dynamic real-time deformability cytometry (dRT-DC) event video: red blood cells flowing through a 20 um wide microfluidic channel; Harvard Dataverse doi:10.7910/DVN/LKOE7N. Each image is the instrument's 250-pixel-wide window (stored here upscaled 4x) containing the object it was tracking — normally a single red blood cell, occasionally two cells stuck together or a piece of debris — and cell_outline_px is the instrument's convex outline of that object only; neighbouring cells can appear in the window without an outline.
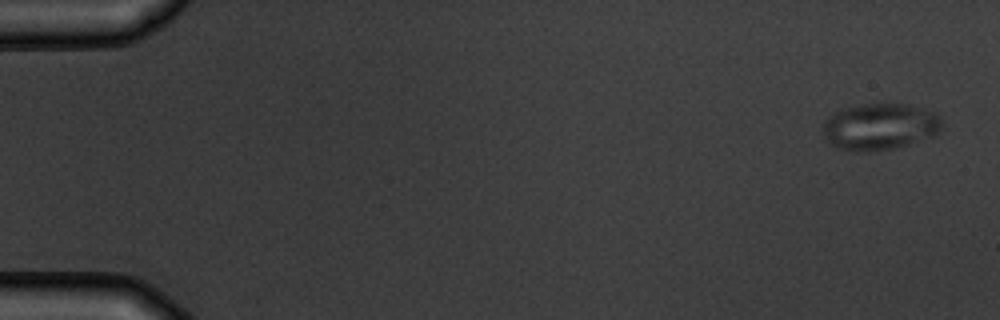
{"species": "common noctule bat (a hibernating species)", "species_latin": "Nyctalus noctula", "temperature_condition": "warm", "stored_images_in_passage": 6, "camera_frame_rate_fps": 3000, "um_per_image_px": 0.085, "animal": {"sex": "male", "body_mass_g": 19.5, "forearm_length_mm": 54.6}, "frame": {"image": 1, "passage_image": 1, "time_ms": 0.0, "image_size_px": [1000, 320], "cell_outline_px": [[940, 128], [936, 136], [896, 148], [872, 152], [856, 152], [840, 148], [824, 140], [824, 120], [832, 112], [840, 108], [860, 104], [908, 104], [924, 108], [936, 112], [940, 116]], "centroid_in_image_um": [74.78, 10.76], "position_along_channel_um": 10.2, "area_um2": 32.89}}